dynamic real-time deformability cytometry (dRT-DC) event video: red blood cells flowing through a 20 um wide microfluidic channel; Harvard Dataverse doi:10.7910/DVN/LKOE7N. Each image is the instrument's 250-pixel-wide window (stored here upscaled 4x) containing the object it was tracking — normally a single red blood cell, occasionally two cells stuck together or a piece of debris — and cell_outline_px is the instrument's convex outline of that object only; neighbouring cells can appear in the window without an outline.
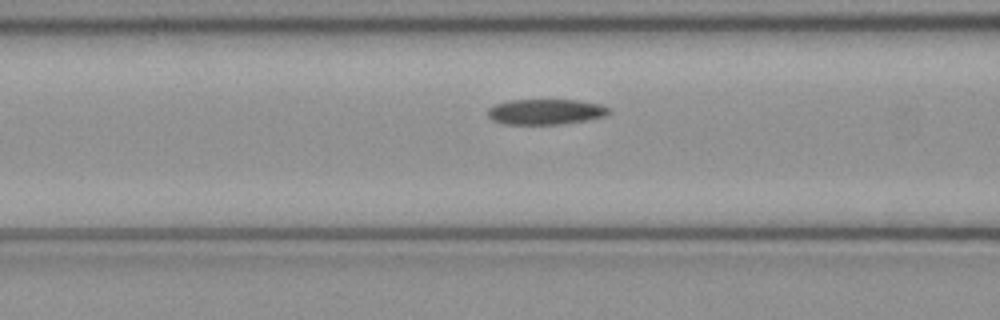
{"species": "common noctule bat (a hibernating species)", "species_latin": "Nyctalus noctula", "temperature_condition": "cold", "stored_images_in_passage": 45, "camera_frame_rate_fps": 3000, "um_per_image_px": 0.085, "animal": {"sex": "female", "body_mass_g": 21.9}, "frame": {"image": 1, "passage_image": 14, "time_ms": 4.333, "image_size_px": [1000, 320], "cell_outline_px": [[608, 112], [604, 116], [584, 120], [560, 124], [504, 124], [492, 120], [488, 116], [488, 108], [492, 104], [508, 100], [576, 100], [600, 104], [608, 108]], "centroid_in_image_um": [46.29, 9.49], "position_along_channel_um": 120.3, "area_um2": 17.86}}
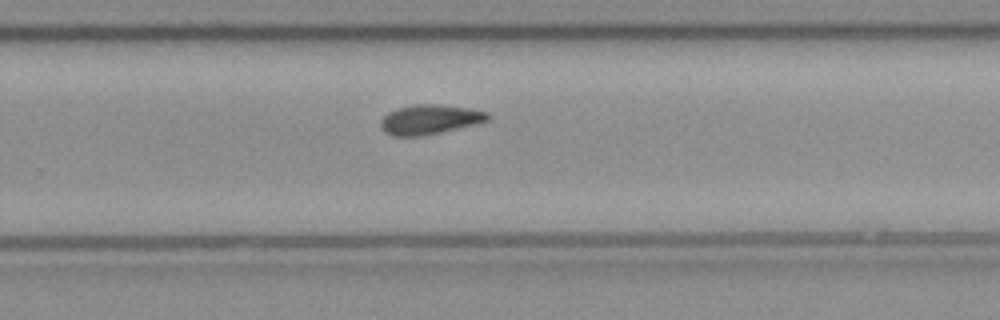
{"frame": {"image": 2, "passage_image": 27, "time_ms": 8.667, "image_size_px": [1000, 320], "cell_outline_px": [[492, 116], [488, 120], [476, 124], [424, 136], [392, 136], [384, 132], [380, 128], [380, 120], [388, 112], [396, 108], [416, 104], [440, 104], [468, 108], [488, 112]], "centroid_in_image_um": [36.51, 10.16], "position_along_channel_um": 293.3, "area_um2": 18.73}}
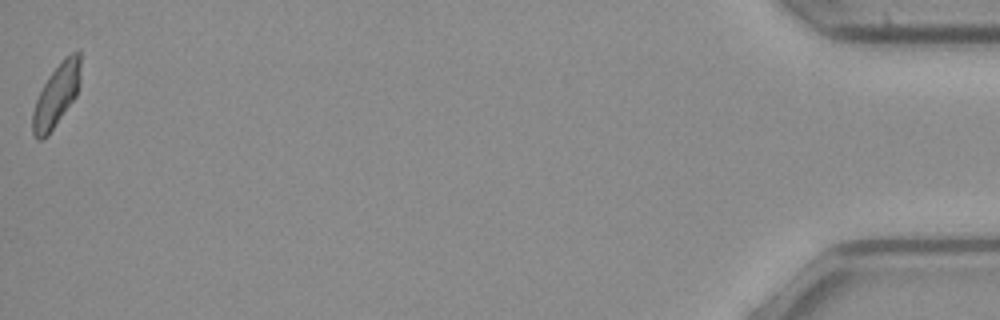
{"frame": {"image": 3, "passage_image": 45, "time_ms": 14.667, "image_size_px": [1000, 320], "cell_outline_px": [[80, 84], [76, 96], [48, 136], [40, 140], [36, 140], [32, 132], [32, 112], [36, 100], [48, 76], [72, 52], [80, 52]], "centroid_in_image_um": [4.78, 8.17], "position_along_channel_um": 430.4, "area_um2": 17.22}, "authors_computed_cell_mechanics": {"area_um2": 18.4382, "velocity_mm_per_s": 3.9955, "shape_relaxation_time_tau1_ms": null, "shape_relaxation_time_tau2_ms": 10.5346, "deformation_change_tau1": null, "deformation_change_tau2": 0.1608}}